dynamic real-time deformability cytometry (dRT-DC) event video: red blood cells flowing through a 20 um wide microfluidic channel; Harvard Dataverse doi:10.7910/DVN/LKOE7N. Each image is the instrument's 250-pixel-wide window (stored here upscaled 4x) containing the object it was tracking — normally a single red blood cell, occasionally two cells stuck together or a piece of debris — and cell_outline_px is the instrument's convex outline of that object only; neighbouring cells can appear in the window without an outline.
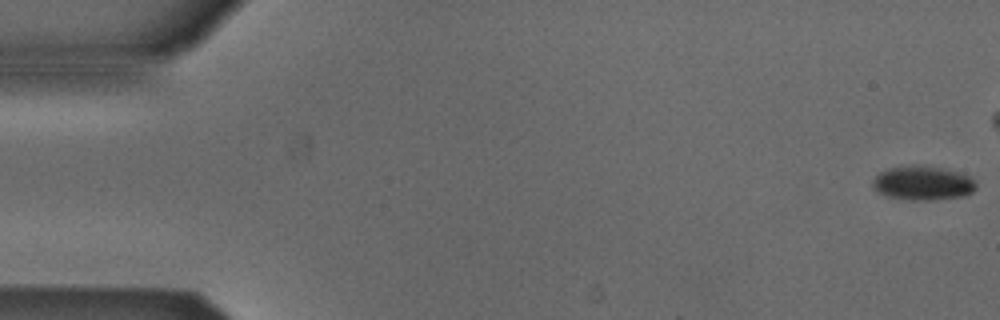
{"species": "Egyptian fruit bat (a non-hibernating species)", "species_latin": "Rousettus aegyptiacus", "temperature_condition": "cold", "stored_images_in_passage": 44, "camera_frame_rate_fps": 3000, "um_per_image_px": 0.085, "animal": {"sex": "male"}, "frame": {"image": 1, "passage_image": 1, "time_ms": 0.0, "image_size_px": [1000, 320], "cell_outline_px": [[976, 188], [972, 192], [964, 196], [936, 200], [912, 200], [888, 196], [880, 192], [872, 184], [872, 180], [880, 172], [888, 168], [940, 168], [956, 172], [968, 176], [976, 184]], "centroid_in_image_um": [78.46, 15.61], "position_along_channel_um": 6.5, "area_um2": 19.59}}
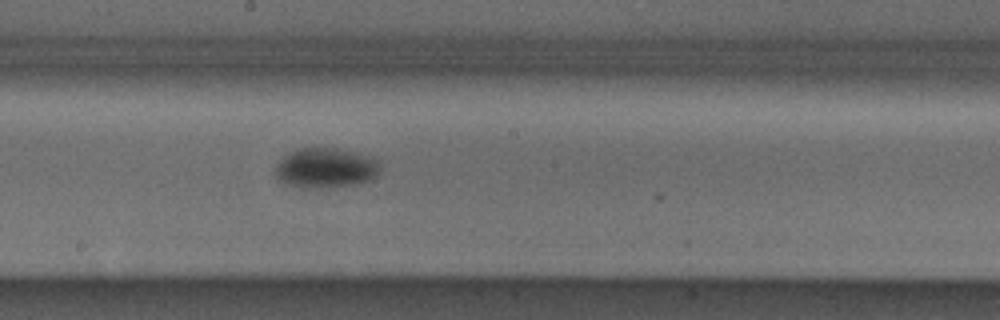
{"frame": {"image": 2, "passage_image": 29, "time_ms": 9.333, "image_size_px": [1000, 320], "cell_outline_px": [[380, 168], [376, 176], [372, 180], [360, 184], [320, 188], [300, 188], [284, 184], [276, 176], [276, 168], [280, 160], [288, 152], [300, 148], [336, 148], [352, 152], [376, 160]], "centroid_in_image_um": [27.65, 14.3], "position_along_channel_um": 220.6, "area_um2": 24.33}}
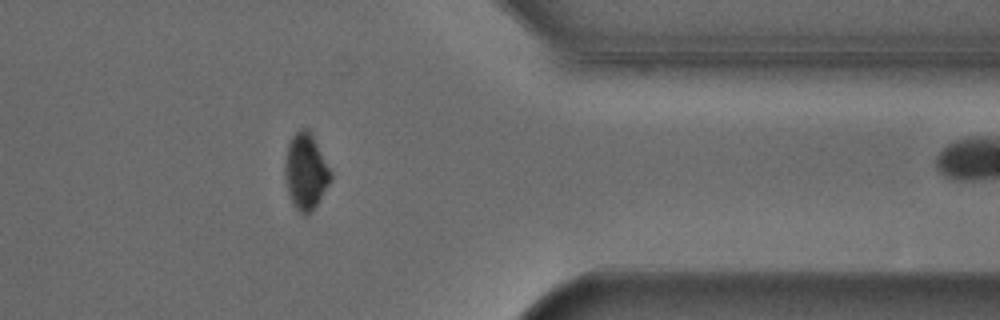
{"frame": {"image": 3, "passage_image": 43, "time_ms": 14.0, "image_size_px": [1000, 320], "cell_outline_px": [[332, 176], [328, 184], [316, 204], [304, 216], [292, 204], [288, 192], [284, 176], [284, 164], [288, 144], [292, 136], [300, 128], [308, 128], [332, 172]], "centroid_in_image_um": [25.96, 14.55], "position_along_channel_um": 385.4, "area_um2": 19.94}}